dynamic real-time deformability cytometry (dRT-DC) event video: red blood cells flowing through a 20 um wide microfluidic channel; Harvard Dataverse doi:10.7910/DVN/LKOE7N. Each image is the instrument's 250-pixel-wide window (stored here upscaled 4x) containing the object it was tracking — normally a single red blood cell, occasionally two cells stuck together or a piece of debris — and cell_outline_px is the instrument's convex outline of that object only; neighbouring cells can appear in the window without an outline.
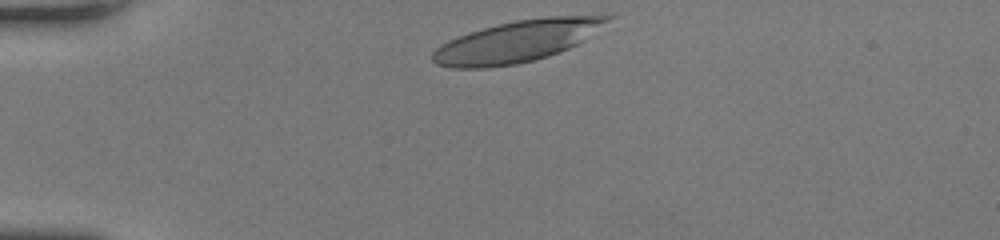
{"species": "human", "species_latin": "Homo sapiens", "temperature_condition": "room temperature", "stored_images_in_passage": 30, "camera_frame_rate_fps": 3000, "um_per_image_px": 0.085, "donor": {"sex": "female"}, "frame": {"image": 1, "passage_image": 1, "time_ms": 0.0, "image_size_px": [1000, 240], "cell_outline_px": [[616, 16], [584, 40], [560, 52], [548, 56], [516, 64], [484, 68], [452, 68], [436, 64], [432, 60], [432, 52], [440, 44], [448, 40], [468, 32], [496, 24], [516, 20], [548, 16], [612, 12]], "centroid_in_image_um": [44.04, 3.46], "position_along_channel_um": 41.0, "area_um2": 43.12}}
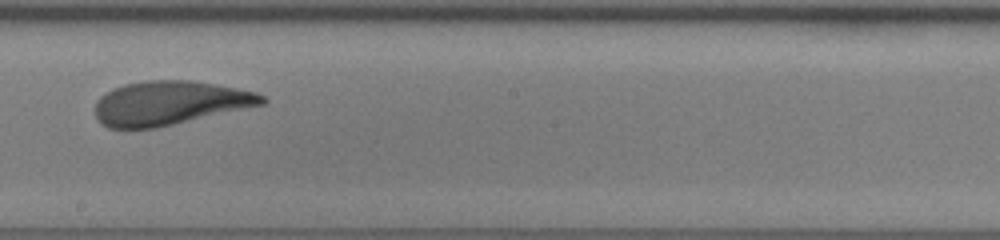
{"frame": {"image": 2, "passage_image": 18, "time_ms": 5.667, "image_size_px": [1000, 240], "cell_outline_px": [[268, 100], [264, 104], [156, 128], [108, 128], [100, 124], [96, 120], [96, 100], [100, 96], [112, 88], [124, 84], [144, 80], [192, 80], [216, 84], [256, 92], [264, 96]], "centroid_in_image_um": [14.39, 8.75], "position_along_channel_um": 233.8, "area_um2": 42.89}}
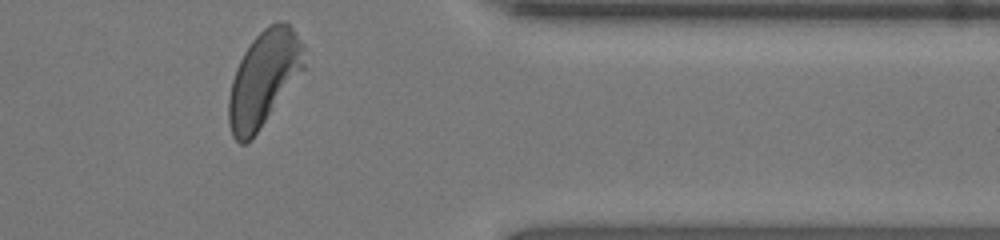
{"frame": {"image": 3, "passage_image": 30, "time_ms": 9.667, "image_size_px": [1000, 240], "cell_outline_px": [[308, 48], [304, 68], [256, 132], [244, 144], [240, 144], [232, 136], [228, 124], [228, 100], [232, 80], [236, 68], [244, 52], [252, 40], [268, 24], [276, 20], [284, 20], [292, 28]], "centroid_in_image_um": [22.43, 6.6], "position_along_channel_um": 389.0, "area_um2": 41.56}, "authors_computed_cell_mechanics": {"area_um2": 43.0321, "velocity_mm_per_s": 4.1888, "shape_relaxation_time_tau1_ms": 3.5434, "shape_relaxation_time_tau2_ms": 1.717, "deformation_change_tau1": 0.1834, "deformation_change_tau2": 0.067}}